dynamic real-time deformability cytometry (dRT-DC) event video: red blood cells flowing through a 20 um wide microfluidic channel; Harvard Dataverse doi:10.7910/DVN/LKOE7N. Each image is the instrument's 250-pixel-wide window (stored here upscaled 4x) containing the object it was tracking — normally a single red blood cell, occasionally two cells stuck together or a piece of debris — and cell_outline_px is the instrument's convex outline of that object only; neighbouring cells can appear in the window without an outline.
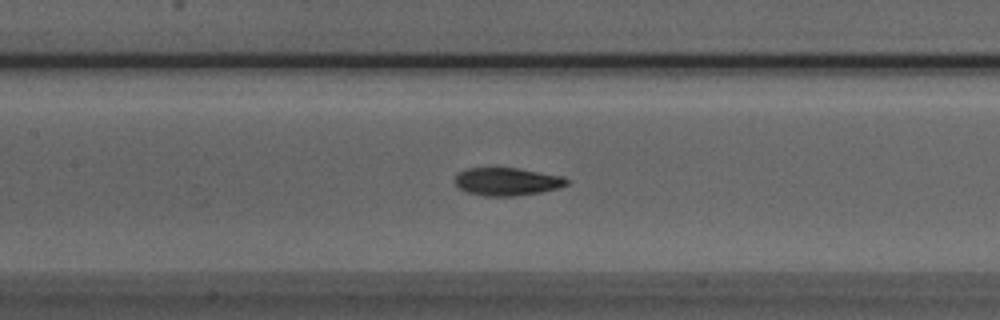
{"species": "Egyptian fruit bat (a non-hibernating species)", "species_latin": "Rousettus aegyptiacus", "temperature_condition": "room temperature", "stored_images_in_passage": 45, "camera_frame_rate_fps": 3000, "um_per_image_px": 0.085, "animal": {"sex": "male"}, "frame": {"image": 1, "passage_image": 17, "time_ms": 5.333, "image_size_px": [1000, 320], "cell_outline_px": [[568, 184], [560, 188], [540, 192], [516, 196], [484, 196], [468, 192], [460, 188], [456, 184], [456, 176], [460, 172], [468, 168], [516, 168], [564, 176], [568, 180]], "centroid_in_image_um": [43.14, 15.44], "position_along_channel_um": 164.3, "area_um2": 18.03}}
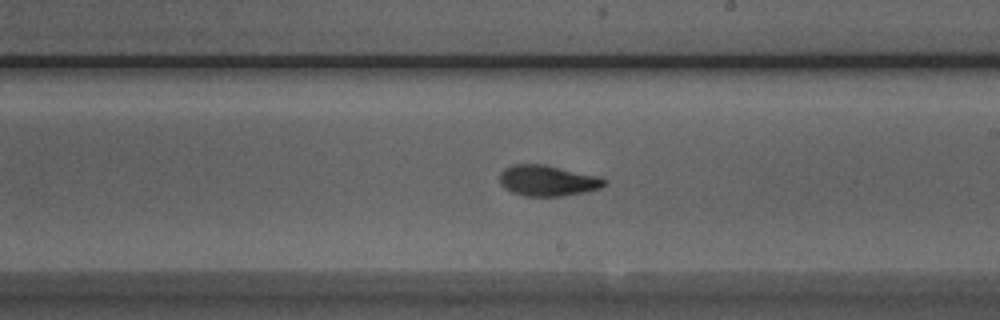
{"frame": {"image": 2, "passage_image": 23, "time_ms": 7.333, "image_size_px": [1000, 320], "cell_outline_px": [[608, 180], [600, 188], [584, 192], [560, 196], [524, 196], [512, 192], [504, 188], [500, 184], [500, 172], [504, 168], [512, 164], [544, 164], [600, 176]], "centroid_in_image_um": [46.53, 15.34], "position_along_channel_um": 242.5, "area_um2": 18.9}}
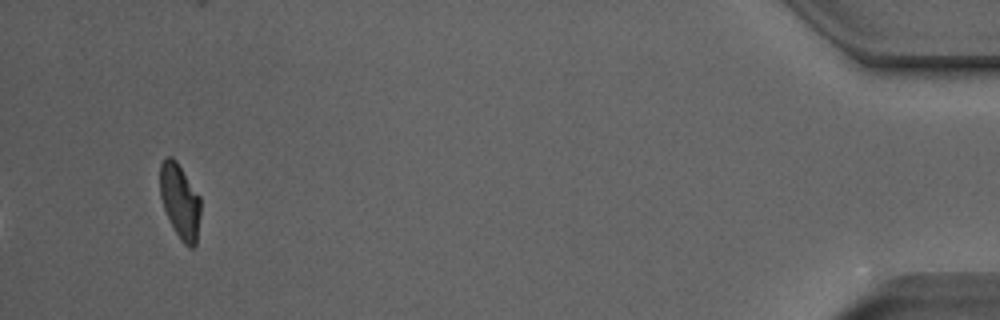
{"frame": {"image": 3, "passage_image": 43, "time_ms": 14.0, "image_size_px": [1000, 320], "cell_outline_px": [[200, 216], [196, 244], [192, 248], [188, 248], [184, 244], [176, 232], [164, 208], [160, 196], [160, 164], [168, 156], [172, 156], [176, 160], [200, 196]], "centroid_in_image_um": [15.31, 17.09], "position_along_channel_um": 419.9, "area_um2": 17.51}, "authors_computed_cell_mechanics": {"area_um2": 18.6694, "velocity_mm_per_s": 3.9174, "shape_relaxation_time_tau1_ms": 4.4583, "shape_relaxation_time_tau2_ms": 1.8377, "deformation_change_tau1": 0.1595, "deformation_change_tau2": 0.0797}}